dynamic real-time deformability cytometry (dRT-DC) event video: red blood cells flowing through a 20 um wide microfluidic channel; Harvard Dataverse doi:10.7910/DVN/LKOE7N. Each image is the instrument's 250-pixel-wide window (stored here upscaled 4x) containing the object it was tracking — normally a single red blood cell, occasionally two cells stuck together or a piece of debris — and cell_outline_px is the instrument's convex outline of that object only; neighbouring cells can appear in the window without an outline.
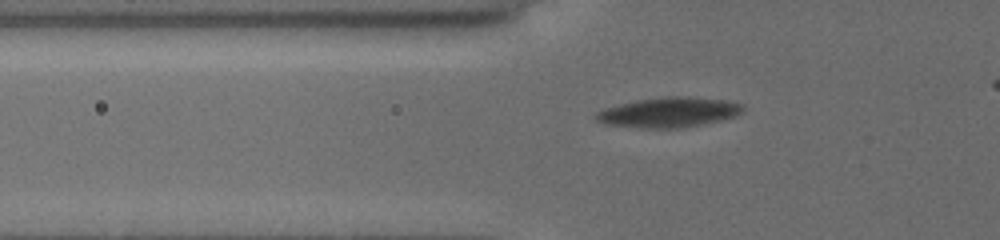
{"species": "common noctule bat (a hibernating species)", "species_latin": "Nyctalus noctula", "temperature_condition": "cold", "stored_images_in_passage": 49, "camera_frame_rate_fps": 3000, "um_per_image_px": 0.085, "animal": {"sex": "female", "body_mass_g": 19.5, "forearm_length_mm": 54.1}, "frame": {"image": 1, "passage_image": 6, "time_ms": 1.333, "image_size_px": [1000, 240], "cell_outline_px": [[744, 108], [736, 116], [720, 120], [680, 128], [644, 128], [608, 124], [596, 120], [596, 112], [608, 108], [640, 100], [668, 96], [676, 96], [720, 100], [740, 104]], "centroid_in_image_um": [56.85, 9.56], "position_along_channel_um": 68.9, "area_um2": 24.68}}
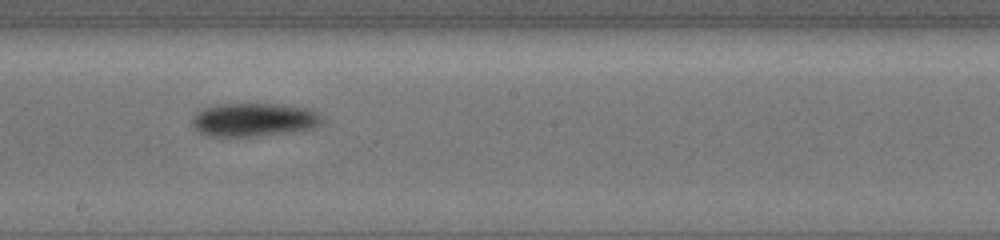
{"frame": {"image": 2, "passage_image": 24, "time_ms": 5.667, "image_size_px": [1000, 240], "cell_outline_px": [[324, 120], [320, 124], [312, 128], [256, 136], [212, 136], [200, 132], [196, 128], [192, 120], [204, 108], [224, 104], [276, 104], [304, 108], [320, 116]], "centroid_in_image_um": [21.58, 10.18], "position_along_channel_um": 226.6, "area_um2": 24.33}}
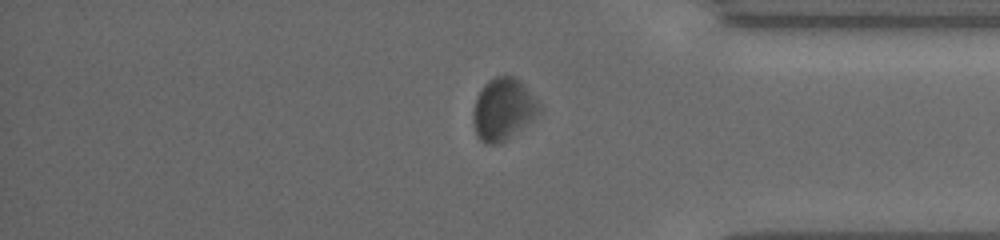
{"frame": {"image": 3, "passage_image": 42, "time_ms": 10.333, "image_size_px": [1000, 240], "cell_outline_px": [[540, 112], [500, 144], [484, 144], [480, 140], [476, 132], [472, 112], [476, 100], [484, 84], [496, 76], [512, 76], [540, 104]], "centroid_in_image_um": [42.72, 9.31], "position_along_channel_um": 392.5, "area_um2": 22.89}}